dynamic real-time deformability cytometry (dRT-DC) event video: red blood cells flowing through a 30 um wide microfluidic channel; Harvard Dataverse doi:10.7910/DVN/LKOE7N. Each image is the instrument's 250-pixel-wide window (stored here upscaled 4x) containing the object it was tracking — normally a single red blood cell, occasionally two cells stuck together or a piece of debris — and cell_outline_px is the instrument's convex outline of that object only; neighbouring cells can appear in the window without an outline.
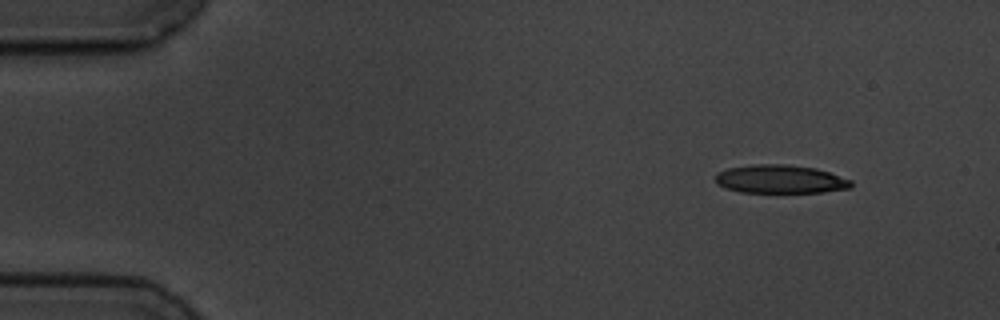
{"species": "common noctule bat (a hibernating species)", "species_latin": "Nyctalus noctula", "temperature_condition": "cold", "stored_images_in_passage": 4, "segment_of_instrument_passage": [1, 2], "camera_frame_rate_fps": 3000, "um_per_image_px": 0.085, "animal": {"sex": "male", "body_mass_g": 19.5, "forearm_length_mm": 54.6}, "frame": {"image": 1, "passage_image": 1, "time_ms": 0.0, "image_size_px": [1000, 320], "cell_outline_px": [[852, 184], [848, 188], [820, 192], [740, 192], [724, 188], [716, 184], [716, 172], [728, 168], [752, 164], [788, 164], [816, 168], [852, 180]], "centroid_in_image_um": [66.27, 15.22], "position_along_channel_um": 18.7, "area_um2": 22.48}}